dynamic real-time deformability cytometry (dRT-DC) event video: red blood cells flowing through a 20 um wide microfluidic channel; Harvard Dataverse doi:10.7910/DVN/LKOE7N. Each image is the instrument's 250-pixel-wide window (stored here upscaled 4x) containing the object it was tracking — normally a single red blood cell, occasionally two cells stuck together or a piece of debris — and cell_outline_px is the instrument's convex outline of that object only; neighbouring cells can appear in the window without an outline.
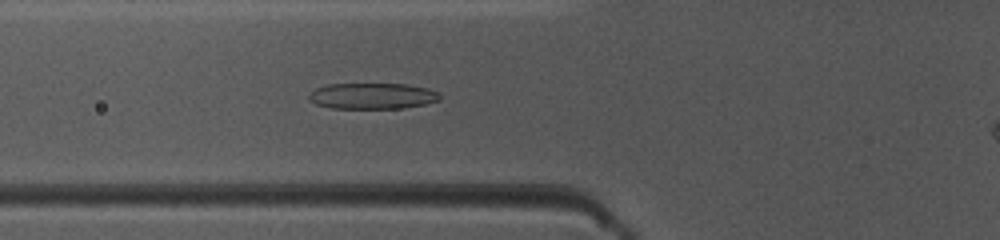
{"species": "common noctule bat (a hibernating species)", "species_latin": "Nyctalus noctula", "temperature_condition": "warm", "stored_images_in_passage": 49, "camera_frame_rate_fps": 3000, "um_per_image_px": 0.085, "animal": {"sex": "female", "body_mass_g": 10.0, "forearm_length_mm": 53.1}, "frame": {"image": 1, "passage_image": 17, "time_ms": 5.333, "image_size_px": [1000, 240], "cell_outline_px": [[440, 100], [424, 104], [404, 108], [332, 108], [316, 104], [308, 100], [308, 96], [316, 88], [328, 84], [408, 84], [428, 88], [436, 92], [440, 96]], "centroid_in_image_um": [31.65, 8.15], "position_along_channel_um": 94.2, "area_um2": 19.77}}
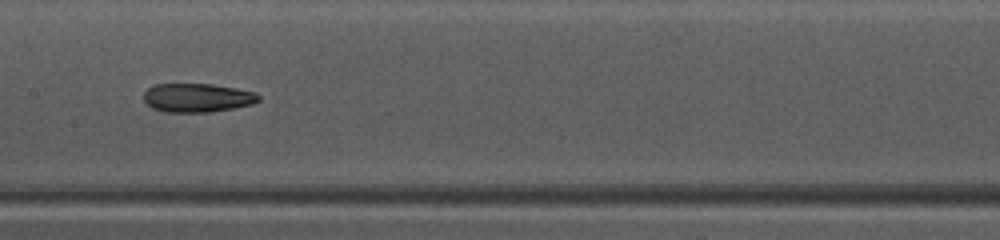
{"frame": {"image": 2, "passage_image": 24, "time_ms": 7.667, "image_size_px": [1000, 240], "cell_outline_px": [[260, 100], [252, 104], [232, 108], [208, 112], [164, 112], [152, 108], [144, 100], [144, 92], [152, 84], [212, 84], [236, 88], [256, 92], [260, 96]], "centroid_in_image_um": [16.76, 8.3], "position_along_channel_um": 190.6, "area_um2": 19.31}}
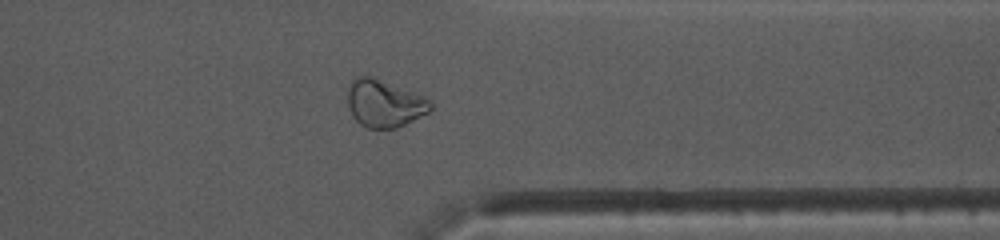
{"frame": {"image": 3, "passage_image": 38, "time_ms": 12.333, "image_size_px": [1000, 240], "cell_outline_px": [[432, 108], [428, 112], [396, 128], [368, 128], [360, 124], [352, 116], [348, 108], [348, 84], [356, 76], [368, 76], [424, 96], [432, 100]], "centroid_in_image_um": [32.64, 8.8], "position_along_channel_um": 378.8, "area_um2": 22.6}, "authors_computed_cell_mechanics": {"area_um2": 21.675, "velocity_mm_per_s": 4.0902, "shape_relaxation_time_tau1_ms": null, "shape_relaxation_time_tau2_ms": 2.2137, "deformation_change_tau1": null, "deformation_change_tau2": 0.1}}